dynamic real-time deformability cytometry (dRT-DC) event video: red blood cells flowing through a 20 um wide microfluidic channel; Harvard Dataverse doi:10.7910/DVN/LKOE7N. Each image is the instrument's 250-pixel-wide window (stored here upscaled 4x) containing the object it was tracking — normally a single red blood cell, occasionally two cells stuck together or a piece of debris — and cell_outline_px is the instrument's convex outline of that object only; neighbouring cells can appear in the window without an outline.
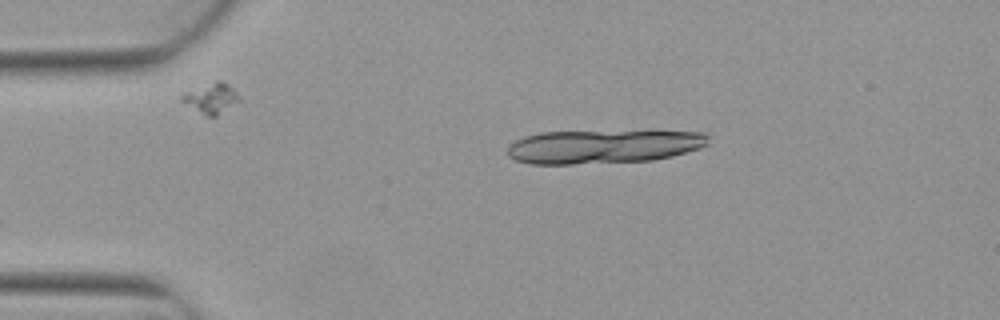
{"species": "Egyptian fruit bat (a non-hibernating species)", "species_latin": "Rousettus aegyptiacus", "temperature_condition": "warm", "stored_images_in_passage": 4, "camera_frame_rate_fps": 3000, "um_per_image_px": 0.085, "animal": {"sex": "female"}, "frame": {"image": 1, "passage_image": 3, "time_ms": 0.667, "image_size_px": [1000, 320], "cell_outline_px": [[708, 144], [700, 148], [672, 156], [652, 160], [572, 164], [532, 164], [516, 160], [508, 156], [508, 148], [516, 140], [524, 136], [540, 132], [708, 132]], "centroid_in_image_um": [51.26, 12.47], "position_along_channel_um": 33.7, "area_um2": 38.9}}